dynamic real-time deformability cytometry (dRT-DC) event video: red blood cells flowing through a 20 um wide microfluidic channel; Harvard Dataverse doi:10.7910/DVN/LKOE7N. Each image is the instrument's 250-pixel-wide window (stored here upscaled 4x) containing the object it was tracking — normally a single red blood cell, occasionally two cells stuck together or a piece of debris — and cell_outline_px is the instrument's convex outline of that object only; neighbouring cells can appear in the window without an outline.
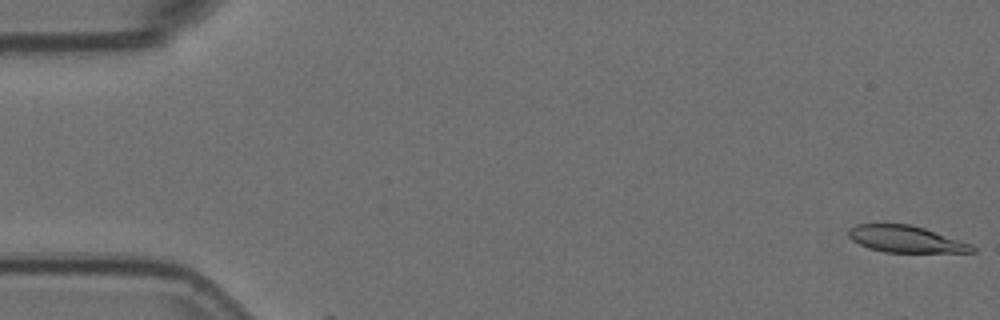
{"species": "Egyptian fruit bat (a non-hibernating species)", "species_latin": "Rousettus aegyptiacus", "temperature_condition": "room temperature", "stored_images_in_passage": 2, "camera_frame_rate_fps": 3000, "um_per_image_px": 0.085, "animal": {"sex": "female"}, "frame": {"image": 1, "passage_image": 1, "time_ms": 0.0, "image_size_px": [1000, 320], "cell_outline_px": [[976, 252], [884, 252], [868, 248], [852, 240], [848, 236], [848, 228], [856, 224], [912, 224], [972, 244], [976, 248]], "centroid_in_image_um": [76.98, 20.32], "position_along_channel_um": 8.0, "area_um2": 19.25}}